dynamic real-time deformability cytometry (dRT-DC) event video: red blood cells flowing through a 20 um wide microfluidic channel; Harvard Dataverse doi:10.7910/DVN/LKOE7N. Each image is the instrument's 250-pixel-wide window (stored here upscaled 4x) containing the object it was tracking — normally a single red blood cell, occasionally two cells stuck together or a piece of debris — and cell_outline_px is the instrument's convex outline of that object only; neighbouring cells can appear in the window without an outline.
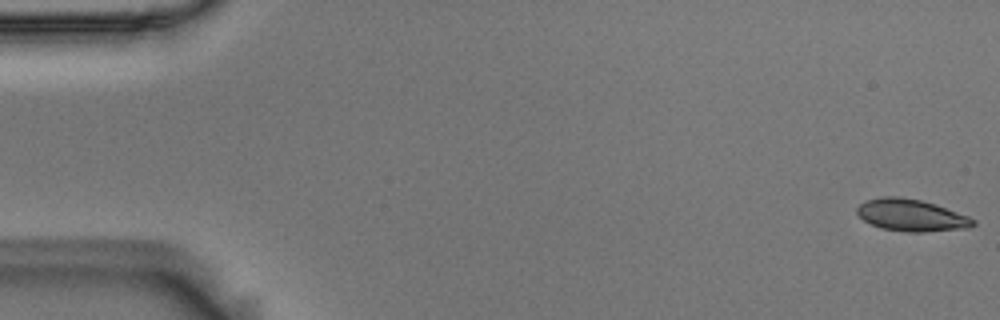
{"species": "Egyptian fruit bat (a non-hibernating species)", "species_latin": "Rousettus aegyptiacus", "temperature_condition": "room temperature", "stored_images_in_passage": 6, "camera_frame_rate_fps": 3000, "um_per_image_px": 0.085, "animal": {"sex": "male"}, "frame": {"image": 1, "passage_image": 1, "time_ms": 0.0, "image_size_px": [1000, 320], "cell_outline_px": [[976, 224], [968, 228], [924, 232], [908, 232], [880, 228], [864, 220], [856, 212], [856, 208], [864, 200], [880, 196], [896, 196], [920, 200], [936, 204], [968, 216], [976, 220]], "centroid_in_image_um": [77.45, 18.29], "position_along_channel_um": 7.5, "area_um2": 21.73}}
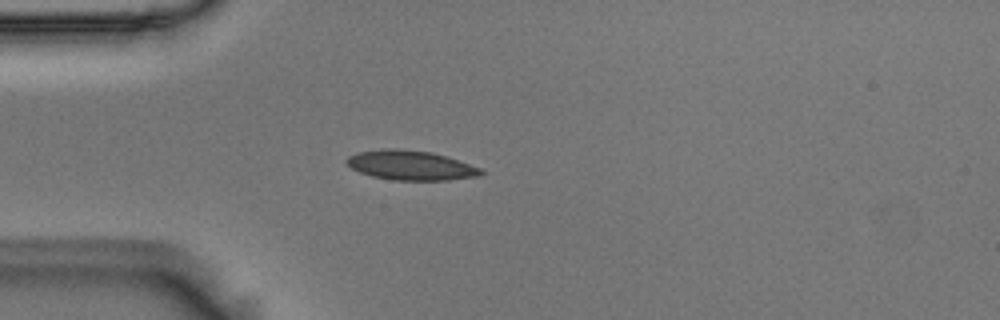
{"frame": {"image": 2, "passage_image": 5, "time_ms": 1.333, "image_size_px": [1000, 320], "cell_outline_px": [[484, 172], [480, 176], [448, 180], [392, 180], [372, 176], [360, 172], [352, 168], [344, 160], [348, 156], [356, 152], [384, 148], [400, 148], [432, 152], [480, 168]], "centroid_in_image_um": [34.86, 14.04], "position_along_channel_um": 50.1, "area_um2": 23.12}}